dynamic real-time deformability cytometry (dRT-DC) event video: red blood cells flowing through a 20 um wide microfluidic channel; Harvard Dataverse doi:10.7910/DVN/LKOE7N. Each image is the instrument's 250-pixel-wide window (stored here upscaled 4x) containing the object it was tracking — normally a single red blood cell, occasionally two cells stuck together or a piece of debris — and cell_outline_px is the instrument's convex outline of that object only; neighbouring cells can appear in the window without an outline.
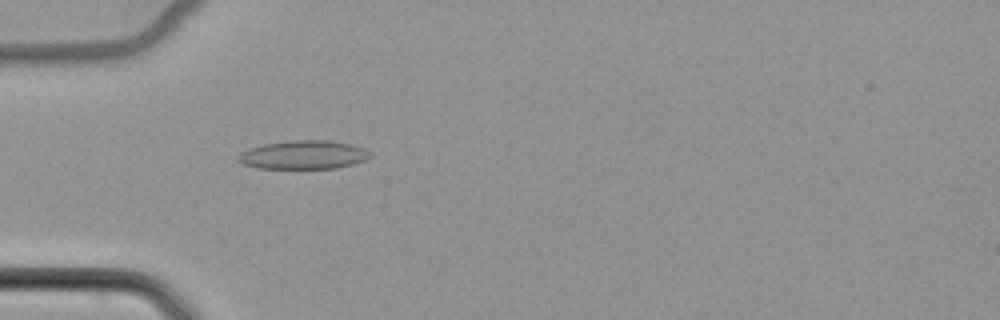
{"species": "common noctule bat (a hibernating species)", "species_latin": "Nyctalus noctula", "temperature_condition": "cold", "stored_images_in_passage": 52, "camera_frame_rate_fps": 3000, "um_per_image_px": 0.085, "animal": {"sex": "female", "body_mass_g": 22.7, "forearm_length_mm": 54.2}, "frame": {"image": 1, "passage_image": 17, "time_ms": 5.333, "image_size_px": [1000, 320], "cell_outline_px": [[372, 156], [364, 160], [352, 164], [336, 168], [256, 168], [240, 164], [236, 160], [236, 156], [240, 152], [248, 148], [264, 144], [292, 140], [328, 140], [352, 144], [364, 148], [372, 152]], "centroid_in_image_um": [25.76, 13.16], "position_along_channel_um": 59.2, "area_um2": 22.25}}
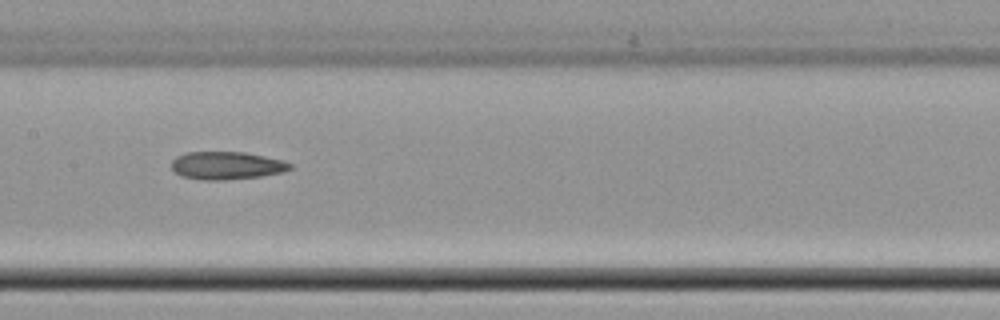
{"frame": {"image": 2, "passage_image": 27, "time_ms": 8.667, "image_size_px": [1000, 320], "cell_outline_px": [[292, 168], [284, 172], [260, 176], [224, 180], [200, 180], [180, 176], [172, 168], [172, 160], [176, 156], [184, 152], [244, 152], [284, 160], [292, 164]], "centroid_in_image_um": [19.26, 14.07], "position_along_channel_um": 188.1, "area_um2": 19.36}}
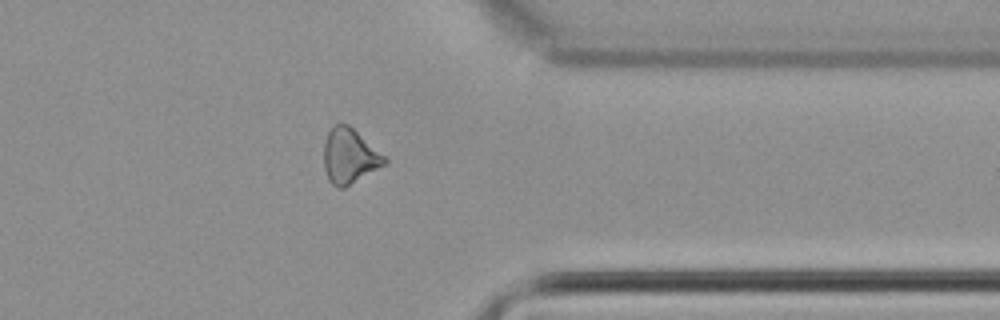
{"frame": {"image": 3, "passage_image": 42, "time_ms": 13.667, "image_size_px": [1000, 320], "cell_outline_px": [[388, 160], [384, 164], [344, 188], [336, 188], [328, 180], [324, 168], [324, 144], [328, 132], [332, 124], [348, 124], [384, 156]], "centroid_in_image_um": [29.65, 13.27], "position_along_channel_um": 381.7, "area_um2": 19.07}}